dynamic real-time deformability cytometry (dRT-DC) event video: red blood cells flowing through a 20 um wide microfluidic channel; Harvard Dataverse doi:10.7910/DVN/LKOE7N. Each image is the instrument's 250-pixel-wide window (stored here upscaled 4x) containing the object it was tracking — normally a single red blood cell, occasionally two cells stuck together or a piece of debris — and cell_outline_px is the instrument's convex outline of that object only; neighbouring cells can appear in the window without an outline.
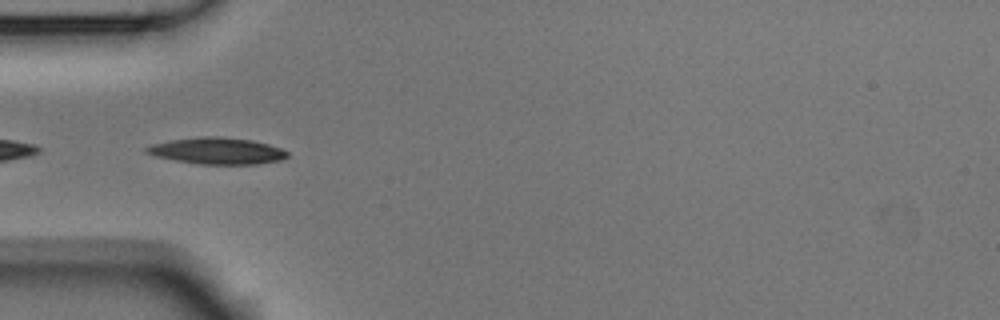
{"species": "Egyptian fruit bat (a non-hibernating species)", "species_latin": "Rousettus aegyptiacus", "temperature_condition": "room temperature", "stored_images_in_passage": 8, "camera_frame_rate_fps": 3000, "um_per_image_px": 0.085, "animal": {"sex": "male"}, "frame": {"image": 1, "passage_image": 1, "time_ms": 0.0, "image_size_px": [1000, 320], "cell_outline_px": [[288, 156], [284, 160], [256, 164], [196, 164], [156, 156], [144, 152], [144, 148], [152, 144], [172, 140], [200, 136], [216, 136], [252, 140], [268, 144], [280, 148], [288, 152]], "centroid_in_image_um": [18.47, 12.83], "position_along_channel_um": 66.5, "area_um2": 21.79}}
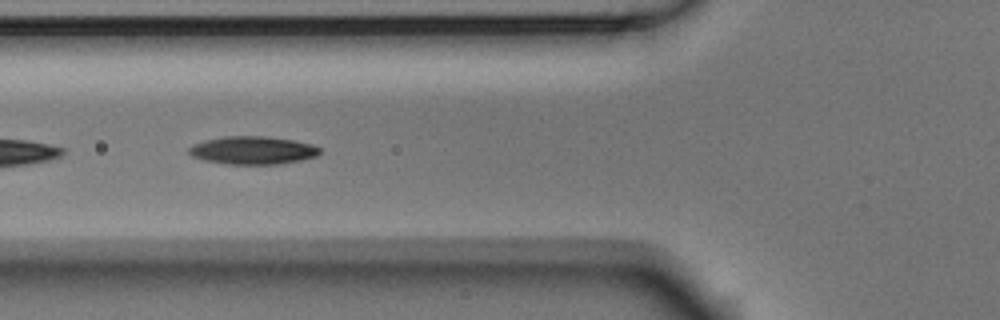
{"frame": {"image": 2, "passage_image": 4, "time_ms": 1.0, "image_size_px": [1000, 320], "cell_outline_px": [[320, 152], [316, 156], [300, 160], [276, 164], [224, 164], [204, 160], [192, 156], [188, 152], [188, 148], [192, 144], [204, 140], [224, 136], [264, 136], [292, 140], [312, 144], [320, 148]], "centroid_in_image_um": [21.44, 12.77], "position_along_channel_um": 104.4, "area_um2": 21.33}}